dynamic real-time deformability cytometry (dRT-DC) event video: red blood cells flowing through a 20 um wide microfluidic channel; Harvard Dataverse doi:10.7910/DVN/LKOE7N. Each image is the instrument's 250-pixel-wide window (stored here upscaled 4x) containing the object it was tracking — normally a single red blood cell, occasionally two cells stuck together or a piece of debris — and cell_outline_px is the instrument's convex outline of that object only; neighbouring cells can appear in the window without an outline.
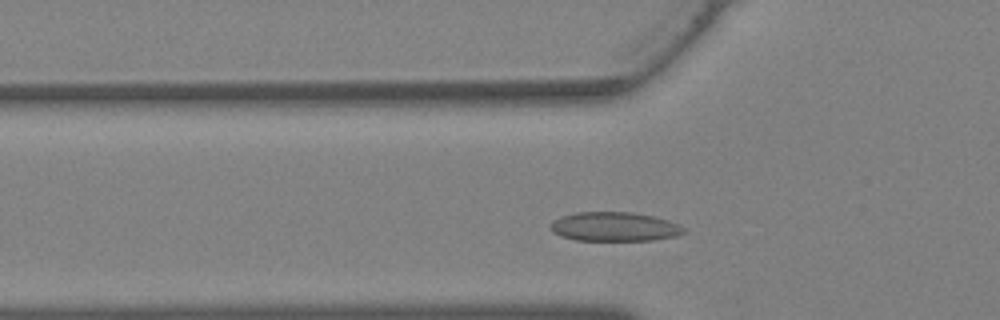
{"species": "Egyptian fruit bat (a non-hibernating species)", "species_latin": "Rousettus aegyptiacus", "temperature_condition": "warm", "stored_images_in_passage": 26, "camera_frame_rate_fps": 3000, "um_per_image_px": 0.085, "animal": {"sex": "female"}, "frame": {"image": 1, "passage_image": 8, "time_ms": 2.333, "image_size_px": [1000, 320], "cell_outline_px": [[688, 232], [676, 236], [652, 240], [576, 240], [560, 236], [552, 232], [552, 220], [560, 216], [576, 212], [632, 212], [652, 216], [668, 220], [684, 228]], "centroid_in_image_um": [52.22, 19.26], "position_along_channel_um": 73.6, "area_um2": 22.6}}
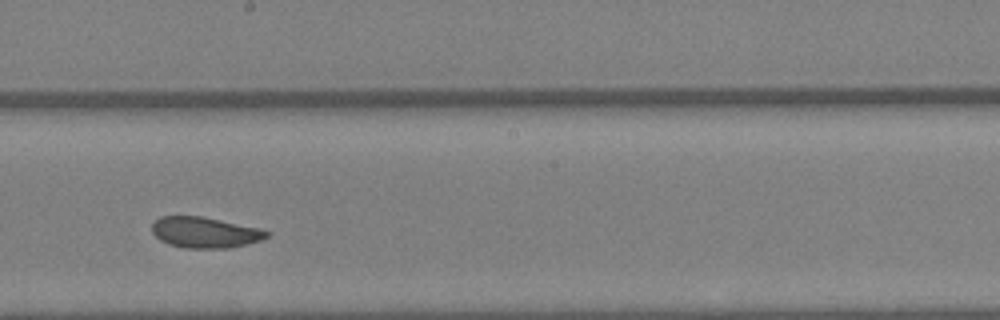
{"frame": {"image": 2, "passage_image": 17, "time_ms": 5.333, "image_size_px": [1000, 320], "cell_outline_px": [[268, 236], [260, 240], [228, 248], [184, 248], [168, 244], [160, 240], [152, 232], [152, 224], [160, 216], [200, 216], [260, 228], [268, 232]], "centroid_in_image_um": [17.37, 19.75], "position_along_channel_um": 230.8, "area_um2": 20.4}}
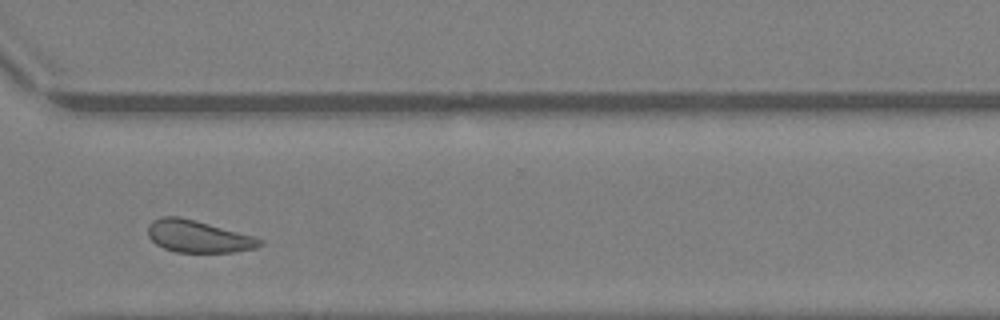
{"frame": {"image": 3, "passage_image": 24, "time_ms": 7.667, "image_size_px": [1000, 320], "cell_outline_px": [[264, 244], [256, 248], [232, 252], [176, 252], [164, 248], [156, 244], [148, 236], [148, 224], [152, 220], [164, 216], [176, 216], [208, 224], [252, 236], [264, 240]], "centroid_in_image_um": [16.82, 20.11], "position_along_channel_um": 353.8, "area_um2": 20.63}}